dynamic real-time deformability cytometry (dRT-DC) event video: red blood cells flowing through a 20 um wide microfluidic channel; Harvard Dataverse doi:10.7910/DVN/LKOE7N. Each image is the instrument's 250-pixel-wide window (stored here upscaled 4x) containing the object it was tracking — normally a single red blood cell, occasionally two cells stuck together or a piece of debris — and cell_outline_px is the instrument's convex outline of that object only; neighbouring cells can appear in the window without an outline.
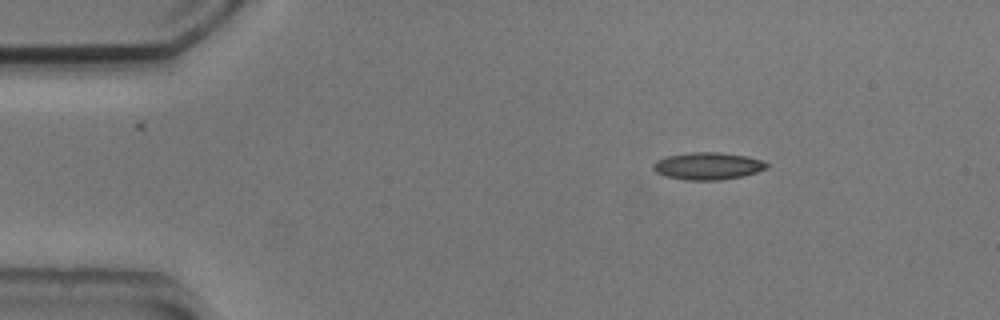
{"species": "common noctule bat (a hibernating species)", "species_latin": "Nyctalus noctula", "temperature_condition": "cold", "stored_images_in_passage": 46, "camera_frame_rate_fps": 3000, "um_per_image_px": 0.085, "animal": {"sex": "male", "body_mass_g": 20.5, "forearm_length_mm": 52.5}, "frame": {"image": 1, "passage_image": 1, "time_ms": 0.0, "image_size_px": [1000, 320], "cell_outline_px": [[768, 168], [744, 176], [720, 180], [684, 180], [664, 176], [656, 172], [652, 168], [652, 164], [656, 160], [668, 156], [688, 152], [720, 152], [748, 156], [760, 160], [768, 164]], "centroid_in_image_um": [60.14, 14.11], "position_along_channel_um": 24.9, "area_um2": 18.21}}
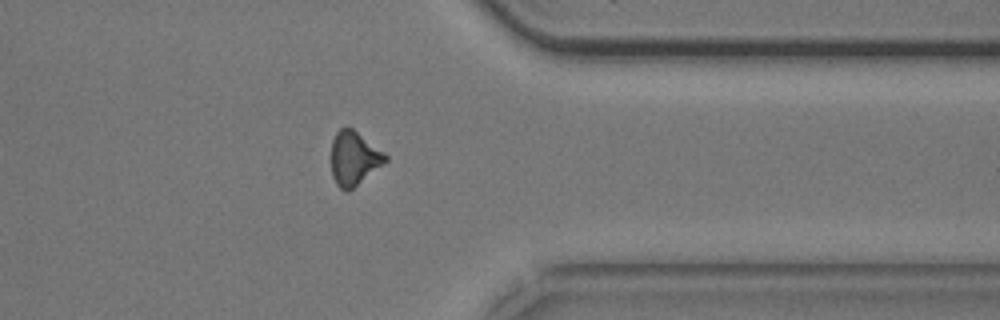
{"frame": {"image": 2, "passage_image": 35, "time_ms": 11.333, "image_size_px": [1000, 320], "cell_outline_px": [[388, 160], [348, 192], [340, 188], [336, 184], [332, 176], [332, 140], [336, 132], [340, 128], [348, 124], [384, 152], [388, 156]], "centroid_in_image_um": [30.08, 13.42], "position_along_channel_um": 381.3, "area_um2": 17.11}}
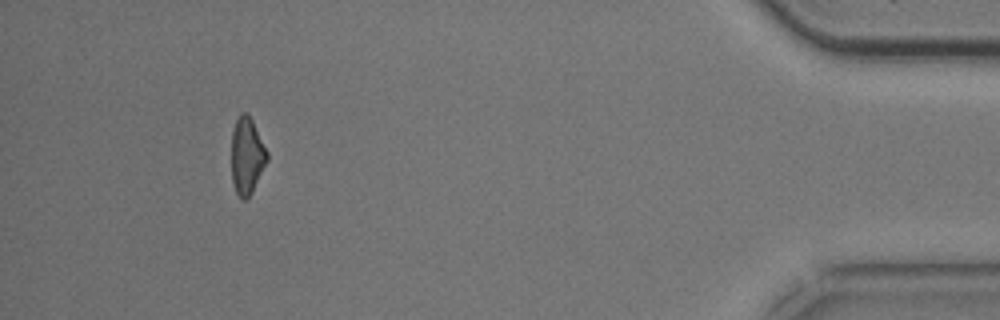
{"frame": {"image": 3, "passage_image": 42, "time_ms": 13.667, "image_size_px": [1000, 320], "cell_outline_px": [[268, 160], [248, 200], [240, 200], [236, 192], [232, 180], [232, 132], [236, 120], [240, 112], [248, 112], [268, 152]], "centroid_in_image_um": [20.99, 13.26], "position_along_channel_um": 414.2, "area_um2": 16.07}}